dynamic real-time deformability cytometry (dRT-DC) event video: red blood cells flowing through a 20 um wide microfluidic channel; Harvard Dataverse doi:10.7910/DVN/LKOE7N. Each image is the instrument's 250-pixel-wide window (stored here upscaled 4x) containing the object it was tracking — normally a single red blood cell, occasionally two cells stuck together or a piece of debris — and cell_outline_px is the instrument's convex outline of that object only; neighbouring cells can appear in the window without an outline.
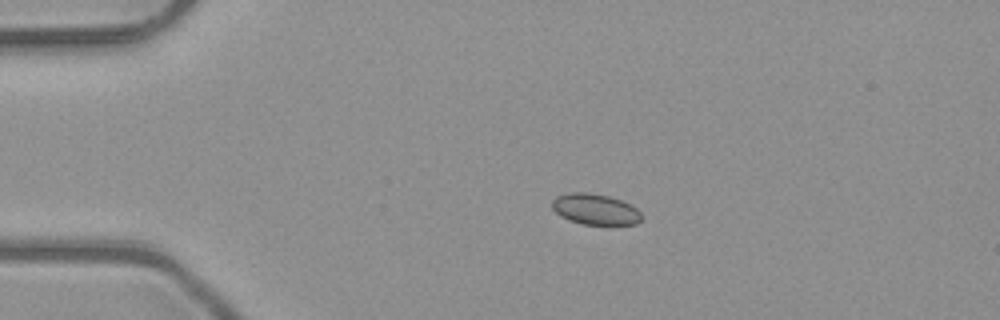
{"species": "common noctule bat (a hibernating species)", "species_latin": "Nyctalus noctula", "temperature_condition": "room temperature", "stored_images_in_passage": 3, "camera_frame_rate_fps": 3000, "um_per_image_px": 0.085, "animal": {"sex": "male", "body_mass_g": 23.1, "forearm_length_mm": 52.7}, "frame": {"image": 1, "passage_image": 2, "time_ms": 0.333, "image_size_px": [1000, 320], "cell_outline_px": [[640, 220], [636, 224], [584, 224], [560, 216], [552, 208], [552, 200], [556, 196], [568, 192], [588, 192], [608, 196], [620, 200], [636, 208], [640, 212]], "centroid_in_image_um": [50.55, 17.77], "position_along_channel_um": 34.4, "area_um2": 15.84}}